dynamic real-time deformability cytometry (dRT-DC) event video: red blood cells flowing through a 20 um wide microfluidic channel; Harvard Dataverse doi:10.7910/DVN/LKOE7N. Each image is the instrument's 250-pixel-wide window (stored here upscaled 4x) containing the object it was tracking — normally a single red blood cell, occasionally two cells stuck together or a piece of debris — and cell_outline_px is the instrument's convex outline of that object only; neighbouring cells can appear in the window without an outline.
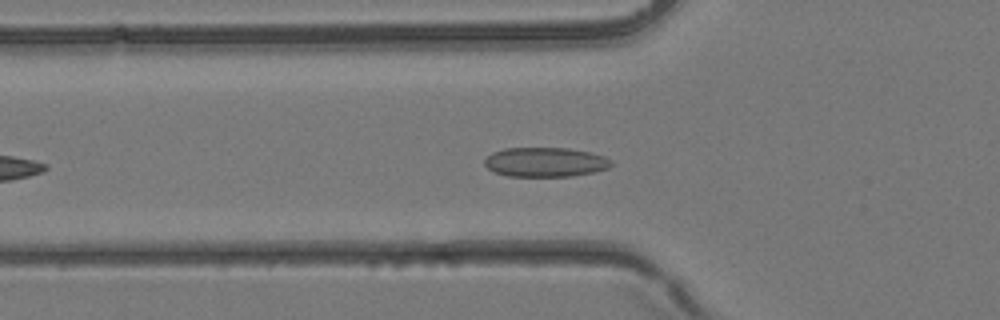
{"species": "common noctule bat (a hibernating species)", "species_latin": "Nyctalus noctula", "temperature_condition": "room temperature", "stored_images_in_passage": 26, "camera_frame_rate_fps": 3000, "um_per_image_px": 0.085, "animal": {"sex": "female", "body_mass_g": 24.6, "forearm_length_mm": 56.2}, "frame": {"image": 1, "passage_image": 6, "time_ms": 1.667, "image_size_px": [1000, 320], "cell_outline_px": [[612, 164], [608, 168], [592, 172], [572, 176], [508, 176], [496, 172], [488, 168], [484, 164], [484, 160], [492, 152], [504, 148], [568, 148], [588, 152], [604, 156], [612, 160]], "centroid_in_image_um": [46.34, 13.77], "position_along_channel_um": 79.5, "area_um2": 21.62}}
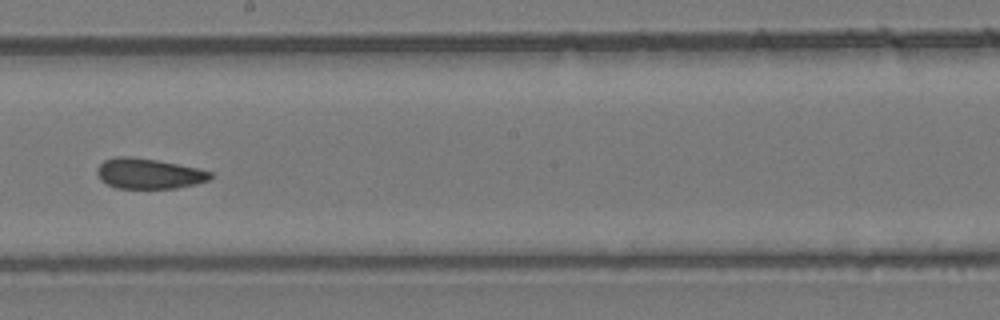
{"frame": {"image": 2, "passage_image": 15, "time_ms": 4.667, "image_size_px": [1000, 320], "cell_outline_px": [[212, 176], [208, 180], [196, 184], [176, 188], [116, 188], [100, 180], [96, 172], [96, 168], [104, 160], [116, 156], [132, 156], [156, 160], [196, 168], [212, 172]], "centroid_in_image_um": [12.6, 14.75], "position_along_channel_um": 235.6, "area_um2": 20.0}}
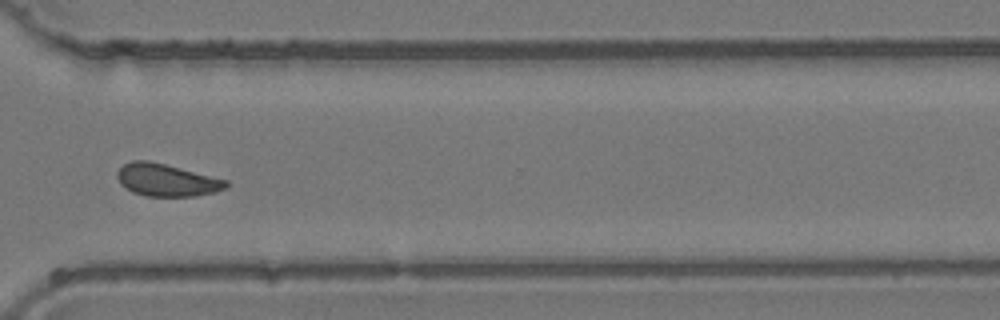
{"frame": {"image": 3, "passage_image": 22, "time_ms": 7.0, "image_size_px": [1000, 320], "cell_outline_px": [[228, 184], [224, 188], [212, 192], [196, 196], [144, 196], [132, 192], [120, 184], [116, 176], [116, 172], [124, 164], [132, 160], [148, 160], [228, 180]], "centroid_in_image_um": [14.1, 15.3], "position_along_channel_um": 356.5, "area_um2": 20.4}}